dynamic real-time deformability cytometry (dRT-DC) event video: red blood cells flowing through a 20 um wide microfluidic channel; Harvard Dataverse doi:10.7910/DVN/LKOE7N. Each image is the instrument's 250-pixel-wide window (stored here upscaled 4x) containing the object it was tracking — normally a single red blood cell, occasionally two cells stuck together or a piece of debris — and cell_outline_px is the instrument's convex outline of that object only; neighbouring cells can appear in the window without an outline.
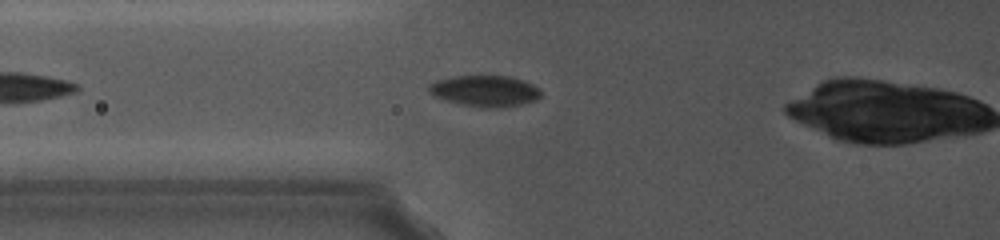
{"species": "common noctule bat (a hibernating species)", "species_latin": "Nyctalus noctula", "temperature_condition": "cold", "stored_images_in_passage": 65, "camera_frame_rate_fps": 5000, "um_per_image_px": 0.085, "animal": {"sex": "female", "body_mass_g": 19.0, "forearm_length_mm": 56.7}, "frame": {"image": 1, "passage_image": 9, "time_ms": 2.2, "image_size_px": [1000, 240], "cell_outline_px": [[540, 96], [536, 100], [520, 104], [464, 104], [448, 100], [436, 96], [428, 88], [428, 84], [440, 80], [456, 76], [508, 76], [532, 84], [540, 92]], "centroid_in_image_um": [41.22, 7.66], "position_along_channel_um": 84.6, "area_um2": 18.67}}
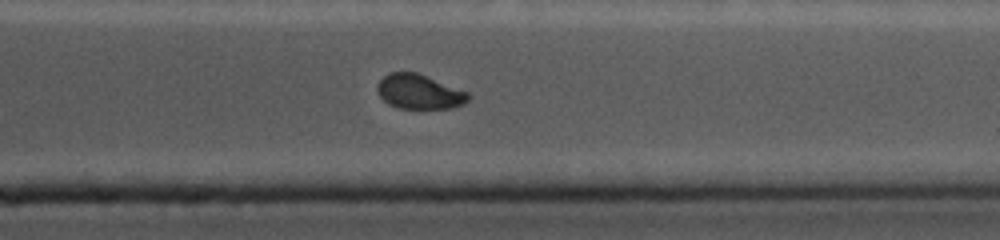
{"frame": {"image": 2, "passage_image": 52, "time_ms": 9.8, "image_size_px": [1000, 240], "cell_outline_px": [[468, 100], [464, 104], [452, 108], [400, 108], [388, 104], [380, 96], [376, 88], [376, 84], [384, 76], [392, 72], [416, 72], [468, 92]], "centroid_in_image_um": [35.61, 7.8], "position_along_channel_um": 375.8, "area_um2": 18.15}}
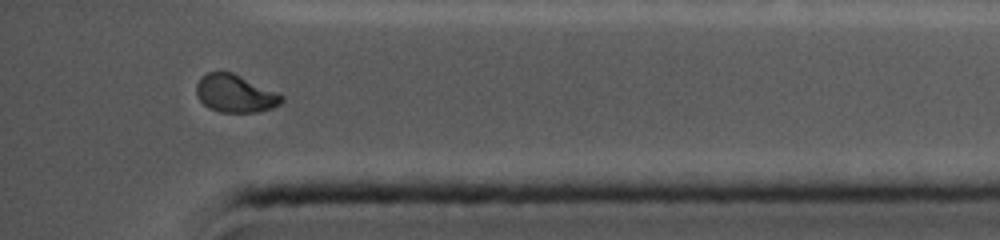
{"frame": {"image": 3, "passage_image": 60, "time_ms": 10.8, "image_size_px": [1000, 240], "cell_outline_px": [[284, 100], [280, 104], [272, 108], [256, 112], [220, 112], [208, 108], [200, 100], [196, 92], [196, 84], [200, 76], [208, 72], [232, 72], [276, 92], [284, 96]], "centroid_in_image_um": [19.97, 7.95], "position_along_channel_um": 415.2, "area_um2": 18.67}, "authors_computed_cell_mechanics": {"area_um2": 19.5364, "velocity_mm_per_s": 3.8562, "shape_relaxation_time_tau1_ms": 4.576, "shape_relaxation_time_tau2_ms": 1.5038, "deformation_change_tau1": 0.0937, "deformation_change_tau2": 0.0374}}